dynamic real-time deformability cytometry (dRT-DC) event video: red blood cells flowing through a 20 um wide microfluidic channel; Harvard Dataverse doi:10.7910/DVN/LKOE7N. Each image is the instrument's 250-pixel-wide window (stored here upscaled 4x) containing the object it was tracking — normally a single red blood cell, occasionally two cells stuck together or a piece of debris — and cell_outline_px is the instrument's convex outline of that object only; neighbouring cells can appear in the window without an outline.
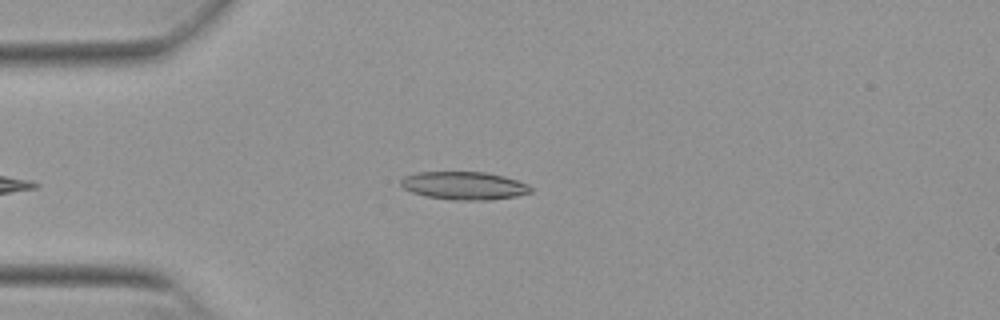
{"species": "Egyptian fruit bat (a non-hibernating species)", "species_latin": "Rousettus aegyptiacus", "temperature_condition": "warm", "stored_images_in_passage": 17, "camera_frame_rate_fps": 3000, "um_per_image_px": 0.085, "animal": {"sex": "female"}, "frame": {"image": 1, "passage_image": 2, "time_ms": 0.333, "image_size_px": [1000, 320], "cell_outline_px": [[532, 192], [516, 196], [488, 200], [452, 200], [428, 196], [412, 192], [404, 188], [400, 184], [400, 180], [404, 176], [416, 172], [484, 172], [504, 176], [528, 184], [532, 188]], "centroid_in_image_um": [39.45, 15.78], "position_along_channel_um": 45.6, "area_um2": 21.15}}
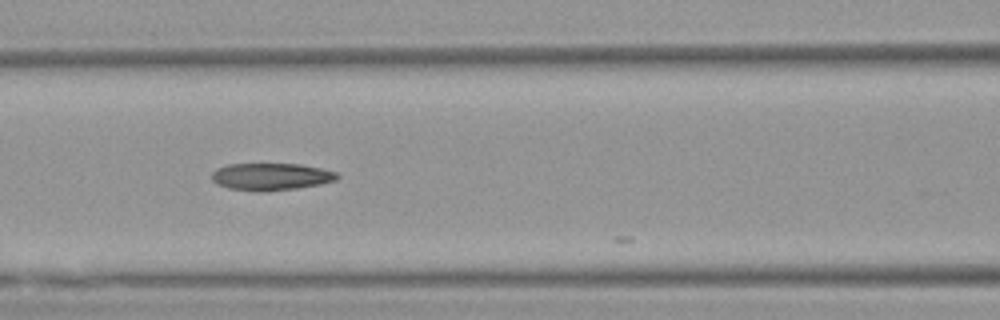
{"frame": {"image": 2, "passage_image": 11, "time_ms": 3.333, "image_size_px": [1000, 320], "cell_outline_px": [[340, 176], [336, 180], [320, 184], [296, 188], [268, 192], [260, 192], [228, 188], [216, 184], [212, 180], [212, 172], [216, 168], [228, 164], [300, 164], [320, 168], [336, 172]], "centroid_in_image_um": [23.01, 15.02], "position_along_channel_um": 143.6, "area_um2": 20.0}}
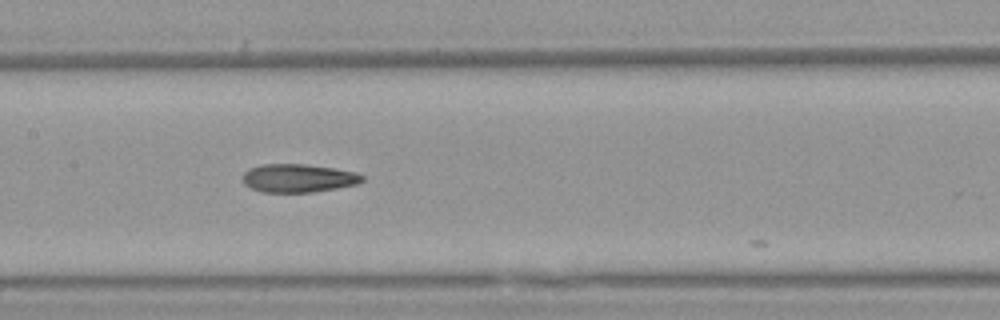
{"frame": {"image": 3, "passage_image": 14, "time_ms": 4.333, "image_size_px": [1000, 320], "cell_outline_px": [[364, 180], [356, 184], [316, 192], [260, 192], [244, 184], [244, 172], [248, 168], [260, 164], [304, 164], [332, 168], [352, 172], [364, 176]], "centroid_in_image_um": [25.31, 15.14], "position_along_channel_um": 182.1, "area_um2": 19.59}}